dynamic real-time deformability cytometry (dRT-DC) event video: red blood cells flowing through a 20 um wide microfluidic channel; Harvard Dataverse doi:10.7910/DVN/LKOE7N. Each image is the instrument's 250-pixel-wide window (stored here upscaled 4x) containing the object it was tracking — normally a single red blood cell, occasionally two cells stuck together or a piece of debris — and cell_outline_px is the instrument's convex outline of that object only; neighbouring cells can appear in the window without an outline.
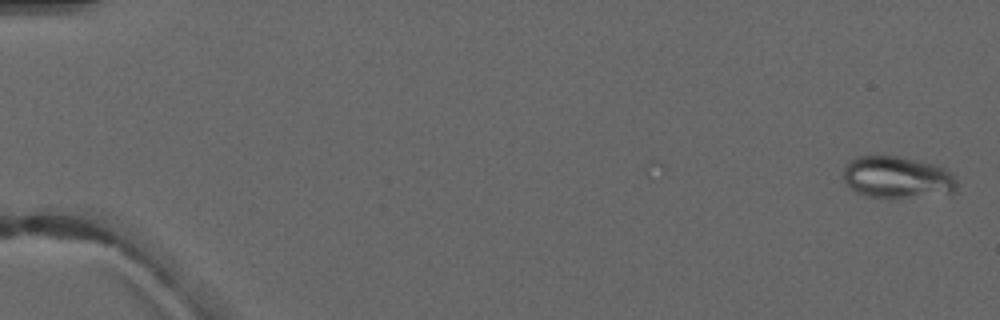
{"species": "common noctule bat (a hibernating species)", "species_latin": "Nyctalus noctula", "temperature_condition": "warm", "stored_images_in_passage": 5, "camera_frame_rate_fps": 3000, "um_per_image_px": 0.085, "animal": {"sex": "male", "forearm_length_mm": 52.5}, "frame": {"image": 1, "passage_image": 1, "time_ms": 0.0, "image_size_px": [1000, 320], "cell_outline_px": [[956, 192], [904, 196], [868, 196], [856, 192], [844, 180], [844, 168], [848, 160], [856, 156], [872, 152], [884, 152], [932, 164], [944, 168], [952, 172], [956, 180]], "centroid_in_image_um": [76.19, 14.97], "position_along_channel_um": 8.8, "area_um2": 27.86}}